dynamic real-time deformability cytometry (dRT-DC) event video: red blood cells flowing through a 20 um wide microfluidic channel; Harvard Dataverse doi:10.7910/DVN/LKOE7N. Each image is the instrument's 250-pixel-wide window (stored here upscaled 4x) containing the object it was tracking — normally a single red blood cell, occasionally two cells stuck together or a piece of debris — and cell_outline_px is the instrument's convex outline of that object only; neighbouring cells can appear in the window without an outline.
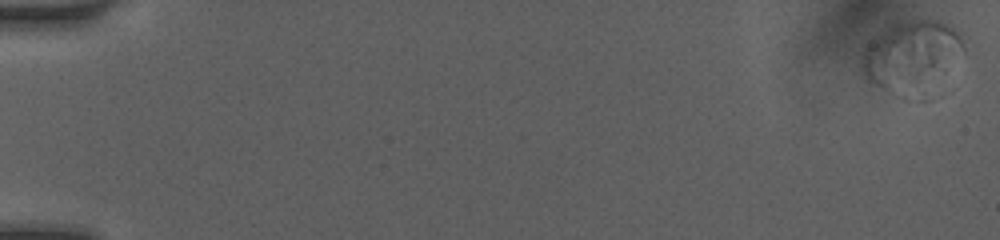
{"species": "human", "species_latin": "Homo sapiens", "temperature_condition": "room temperature", "stored_images_in_passage": 26, "camera_frame_rate_fps": 3000, "um_per_image_px": 0.085, "donor": {"sex": "female"}, "frame": {"image": 1, "passage_image": 1, "time_ms": 0.0, "image_size_px": [1000, 240], "cell_outline_px": [[964, 52], [880, 84], [872, 80], [864, 72], [864, 56], [868, 48], [888, 28], [896, 24], [908, 20], [940, 20], [952, 28], [960, 36], [964, 48]], "centroid_in_image_um": [77.39, 4.15], "position_along_channel_um": 7.6, "area_um2": 30.23}}
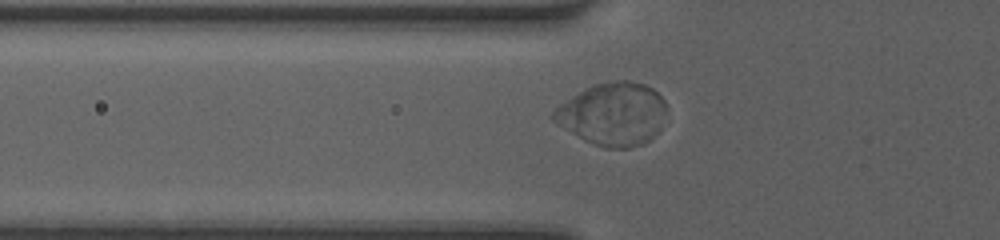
{"frame": {"image": 2, "passage_image": 15, "time_ms": 6.333, "image_size_px": [1000, 240], "cell_outline_px": [[664, 112], [660, 128], [644, 144], [628, 148], [604, 148], [592, 144], [584, 140], [552, 120], [548, 116], [560, 104], [584, 88], [608, 80], [628, 80], [644, 84], [652, 88], [664, 100]], "centroid_in_image_um": [52.06, 9.68], "position_along_channel_um": 73.7, "area_um2": 41.15}}
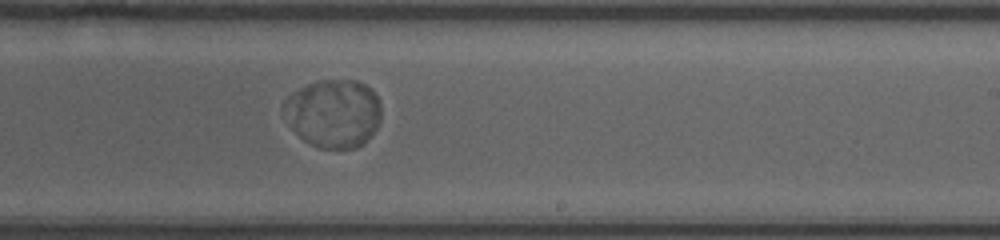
{"frame": {"image": 3, "passage_image": 26, "time_ms": 11.0, "image_size_px": [1000, 240], "cell_outline_px": [[380, 120], [376, 128], [364, 144], [356, 148], [316, 148], [304, 140], [292, 128], [284, 104], [284, 100], [292, 92], [308, 84], [320, 80], [356, 80], [364, 84], [380, 100]], "centroid_in_image_um": [28.38, 9.64], "position_along_channel_um": 260.6, "area_um2": 38.38}}